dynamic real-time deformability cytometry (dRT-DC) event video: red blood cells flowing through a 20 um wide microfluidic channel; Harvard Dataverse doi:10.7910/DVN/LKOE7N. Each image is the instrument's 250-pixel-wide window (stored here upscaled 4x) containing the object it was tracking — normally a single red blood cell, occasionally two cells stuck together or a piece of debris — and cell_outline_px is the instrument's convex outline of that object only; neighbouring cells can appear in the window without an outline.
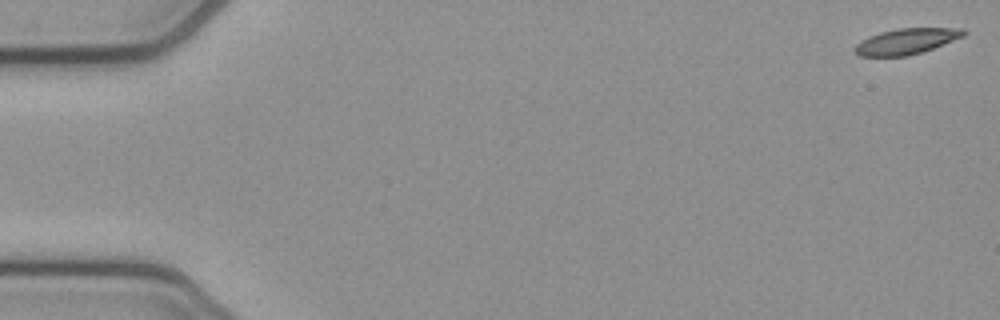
{"species": "common noctule bat (a hibernating species)", "species_latin": "Nyctalus noctula", "temperature_condition": "cold", "stored_images_in_passage": 54, "camera_frame_rate_fps": 3000, "um_per_image_px": 0.085, "animal": {"sex": "female", "body_mass_g": 21.9}, "frame": {"image": 1, "passage_image": 1, "time_ms": 0.0, "image_size_px": [1000, 320], "cell_outline_px": [[968, 32], [964, 36], [932, 48], [908, 56], [860, 56], [856, 52], [856, 44], [860, 40], [868, 36], [880, 32], [896, 28], [964, 28]], "centroid_in_image_um": [77.05, 3.49], "position_along_channel_um": 8.0, "area_um2": 16.24}}
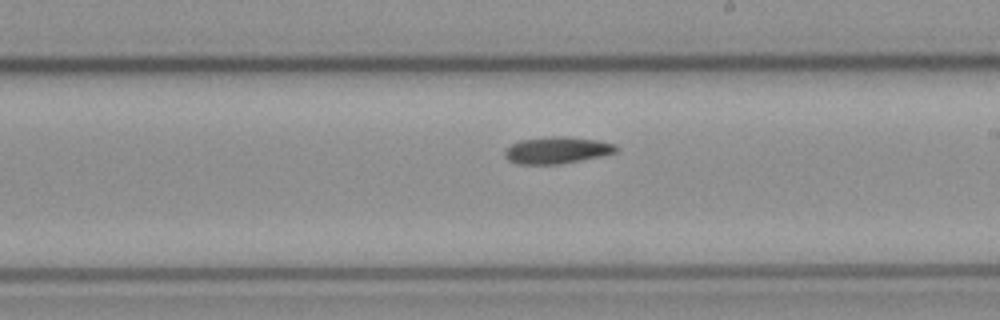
{"frame": {"image": 2, "passage_image": 31, "time_ms": 10.0, "image_size_px": [1000, 320], "cell_outline_px": [[616, 152], [580, 160], [556, 164], [516, 164], [508, 160], [504, 156], [504, 152], [512, 144], [520, 140], [552, 136], [568, 136], [596, 140], [616, 144]], "centroid_in_image_um": [47.3, 12.76], "position_along_channel_um": 241.7, "area_um2": 17.17}}
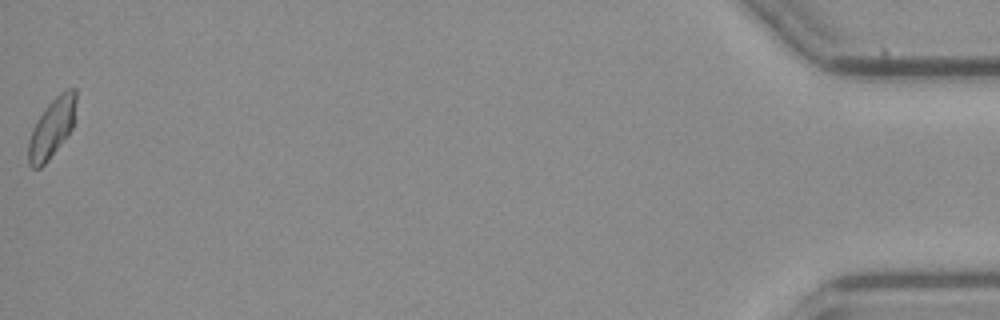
{"frame": {"image": 3, "passage_image": 54, "time_ms": 17.667, "image_size_px": [1000, 320], "cell_outline_px": [[76, 120], [72, 128], [48, 160], [40, 168], [32, 168], [28, 164], [28, 140], [32, 128], [44, 108], [60, 92], [68, 88], [76, 88]], "centroid_in_image_um": [4.42, 10.85], "position_along_channel_um": 430.8, "area_um2": 16.59}}